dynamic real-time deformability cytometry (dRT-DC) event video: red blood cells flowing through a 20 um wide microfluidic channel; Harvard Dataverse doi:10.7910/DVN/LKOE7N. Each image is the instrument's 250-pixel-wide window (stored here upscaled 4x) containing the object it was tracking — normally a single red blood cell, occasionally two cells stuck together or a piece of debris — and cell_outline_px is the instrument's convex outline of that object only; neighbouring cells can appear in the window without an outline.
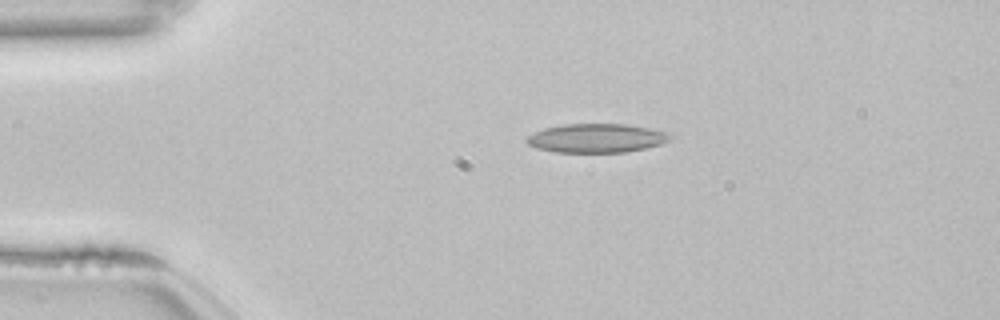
{"species": "common noctule bat (a hibernating species)", "species_latin": "Nyctalus noctula", "temperature_condition": "room temperature", "stored_images_in_passage": 43, "camera_frame_rate_fps": 3000, "um_per_image_px": 0.085, "animal": {"sex": "female", "body_mass_g": 22.7, "forearm_length_mm": 54.2}, "frame": {"image": 1, "passage_image": 1, "time_ms": 0.0, "image_size_px": [1000, 320], "cell_outline_px": [[676, 136], [660, 144], [644, 148], [624, 152], [556, 152], [536, 148], [528, 144], [524, 140], [528, 136], [544, 128], [564, 124], [628, 124], [668, 132]], "centroid_in_image_um": [50.71, 11.74], "position_along_channel_um": 34.3, "area_um2": 24.1}}
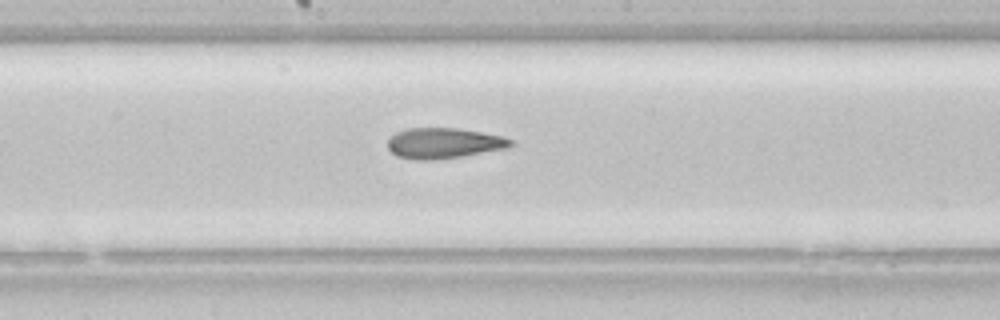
{"frame": {"image": 2, "passage_image": 18, "time_ms": 5.667, "image_size_px": [1000, 320], "cell_outline_px": [[516, 144], [508, 148], [460, 156], [432, 160], [412, 160], [396, 156], [388, 148], [388, 140], [396, 132], [408, 128], [456, 128], [504, 136], [512, 140]], "centroid_in_image_um": [37.73, 12.17], "position_along_channel_um": 210.5, "area_um2": 21.91}}
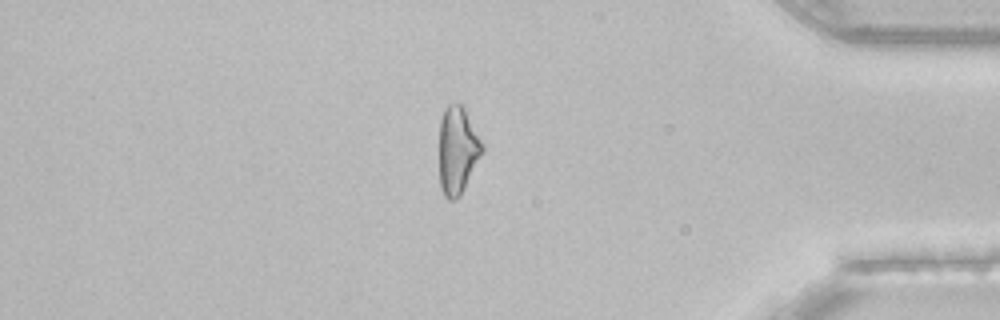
{"frame": {"image": 3, "passage_image": 35, "time_ms": 11.333, "image_size_px": [1000, 320], "cell_outline_px": [[484, 152], [464, 188], [452, 200], [448, 200], [444, 196], [440, 188], [440, 120], [444, 108], [448, 104], [464, 104], [484, 144]], "centroid_in_image_um": [38.92, 12.71], "position_along_channel_um": 396.3, "area_um2": 22.14}, "authors_computed_cell_mechanics": {"area_um2": 22.4264, "velocity_mm_per_s": 3.8601, "shape_relaxation_time_tau1_ms": null, "shape_relaxation_time_tau2_ms": 5.2716, "deformation_change_tau1": null, "deformation_change_tau2": 0.1506}}